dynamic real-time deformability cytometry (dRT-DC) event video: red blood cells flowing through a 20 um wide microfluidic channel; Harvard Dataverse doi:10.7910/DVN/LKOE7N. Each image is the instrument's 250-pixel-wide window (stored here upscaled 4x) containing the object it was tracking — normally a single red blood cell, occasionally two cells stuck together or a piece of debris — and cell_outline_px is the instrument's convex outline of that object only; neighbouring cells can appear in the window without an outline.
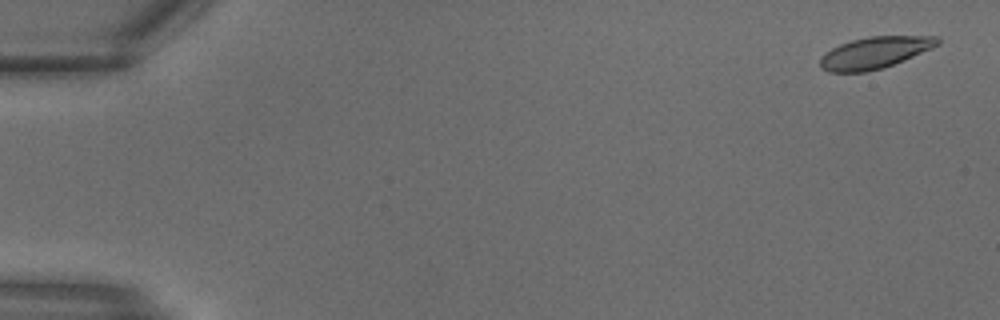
{"species": "common noctule bat (a hibernating species)", "species_latin": "Nyctalus noctula", "temperature_condition": "warm", "stored_images_in_passage": 9, "camera_frame_rate_fps": 3000, "um_per_image_px": 0.085, "animal": {"sex": "male", "body_mass_g": 18.8}, "frame": {"image": 1, "passage_image": 2, "time_ms": 0.333, "image_size_px": [1000, 320], "cell_outline_px": [[940, 44], [932, 48], [904, 60], [884, 68], [868, 72], [828, 72], [820, 68], [820, 56], [832, 48], [840, 44], [852, 40], [868, 36], [936, 36], [940, 40]], "centroid_in_image_um": [74.34, 4.48], "position_along_channel_um": 10.7, "area_um2": 21.79}}